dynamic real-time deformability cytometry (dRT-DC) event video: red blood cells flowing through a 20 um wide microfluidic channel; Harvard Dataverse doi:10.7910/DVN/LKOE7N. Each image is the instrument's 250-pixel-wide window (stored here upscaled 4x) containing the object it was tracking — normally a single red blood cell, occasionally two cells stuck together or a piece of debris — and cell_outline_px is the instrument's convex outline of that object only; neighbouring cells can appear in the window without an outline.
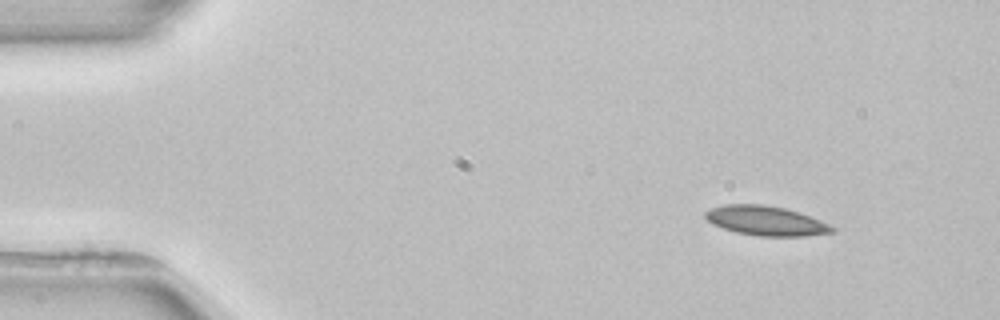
{"species": "common noctule bat (a hibernating species)", "species_latin": "Nyctalus noctula", "temperature_condition": "room temperature", "stored_images_in_passage": 3, "camera_frame_rate_fps": 3000, "um_per_image_px": 0.085, "animal": {"sex": "female", "body_mass_g": 22.7, "forearm_length_mm": 54.2}, "frame": {"image": 1, "passage_image": 1, "time_ms": 0.0, "image_size_px": [1000, 320], "cell_outline_px": [[836, 232], [804, 236], [760, 236], [736, 232], [712, 224], [704, 216], [704, 212], [708, 208], [724, 204], [764, 204], [784, 208], [800, 212], [820, 220], [836, 228]], "centroid_in_image_um": [65.09, 18.75], "position_along_channel_um": 19.9, "area_um2": 21.96}}
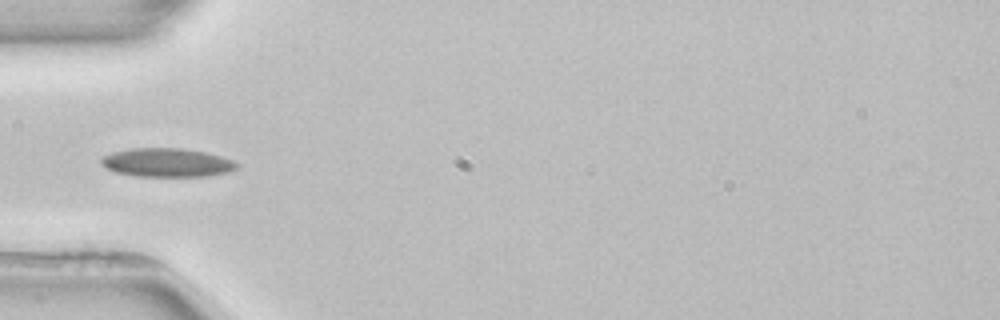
{"frame": {"image": 2, "passage_image": 3, "time_ms": 3.667, "image_size_px": [1000, 320], "cell_outline_px": [[240, 164], [236, 168], [228, 172], [208, 176], [136, 176], [116, 172], [100, 164], [100, 160], [104, 156], [112, 152], [132, 148], [184, 148], [208, 152], [232, 160]], "centroid_in_image_um": [14.21, 13.81], "position_along_channel_um": 70.8, "area_um2": 22.72}}